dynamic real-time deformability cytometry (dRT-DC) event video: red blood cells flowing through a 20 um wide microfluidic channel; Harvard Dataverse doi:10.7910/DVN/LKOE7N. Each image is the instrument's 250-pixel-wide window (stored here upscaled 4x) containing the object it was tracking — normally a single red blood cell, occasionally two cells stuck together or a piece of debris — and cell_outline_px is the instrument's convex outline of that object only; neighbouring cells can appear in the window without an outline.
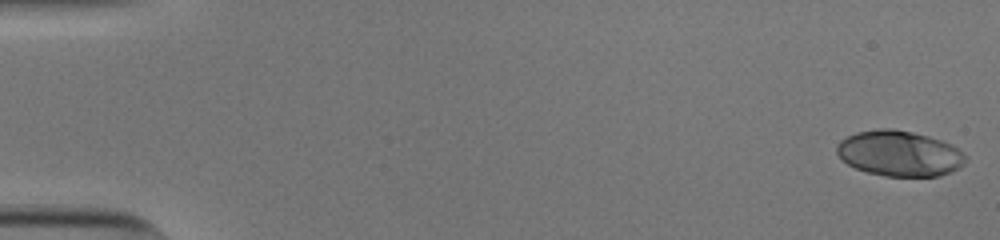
{"species": "human", "species_latin": "Homo sapiens", "temperature_condition": "cold", "stored_images_in_passage": 54, "camera_frame_rate_fps": 3000, "um_per_image_px": 0.085, "donor": {"sex": "male"}, "frame": {"image": 1, "passage_image": 1, "time_ms": 0.0, "image_size_px": [1000, 240], "cell_outline_px": [[968, 156], [964, 164], [960, 168], [940, 176], [884, 176], [868, 172], [856, 168], [848, 164], [836, 152], [836, 144], [840, 140], [856, 132], [876, 128], [892, 128], [912, 132], [928, 136], [952, 144], [964, 152]], "centroid_in_image_um": [76.48, 13.04], "position_along_channel_um": 8.5, "area_um2": 34.39}}
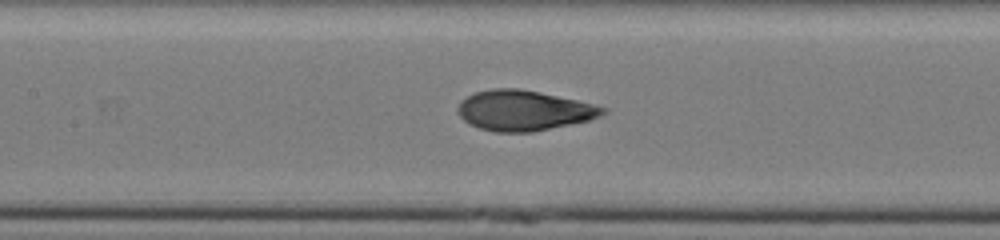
{"frame": {"image": 2, "passage_image": 26, "time_ms": 8.333, "image_size_px": [1000, 240], "cell_outline_px": [[608, 112], [592, 120], [532, 132], [496, 132], [480, 128], [464, 120], [460, 116], [460, 100], [476, 92], [492, 88], [520, 88], [540, 92], [576, 100], [608, 108]], "centroid_in_image_um": [44.58, 9.39], "position_along_channel_um": 162.8, "area_um2": 33.81}}
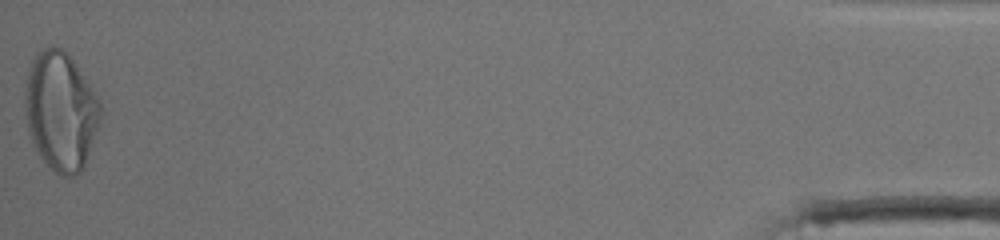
{"frame": {"image": 3, "passage_image": 54, "time_ms": 17.667, "image_size_px": [1000, 240], "cell_outline_px": [[104, 108], [84, 168], [80, 172], [72, 176], [64, 176], [56, 172], [40, 156], [32, 144], [28, 132], [24, 112], [24, 92], [28, 72], [32, 60], [36, 52], [48, 44], [60, 48], [68, 52], [100, 100]], "centroid_in_image_um": [5.15, 9.41], "position_along_channel_um": 430.0, "area_um2": 52.77}, "authors_computed_cell_mechanics": {"area_um2": 33.9575, "velocity_mm_per_s": 3.8218, "shape_relaxation_time_tau1_ms": 3.3754, "shape_relaxation_time_tau2_ms": 0.623, "deformation_change_tau1": 0.1859, "deformation_change_tau2": 0.0601}}